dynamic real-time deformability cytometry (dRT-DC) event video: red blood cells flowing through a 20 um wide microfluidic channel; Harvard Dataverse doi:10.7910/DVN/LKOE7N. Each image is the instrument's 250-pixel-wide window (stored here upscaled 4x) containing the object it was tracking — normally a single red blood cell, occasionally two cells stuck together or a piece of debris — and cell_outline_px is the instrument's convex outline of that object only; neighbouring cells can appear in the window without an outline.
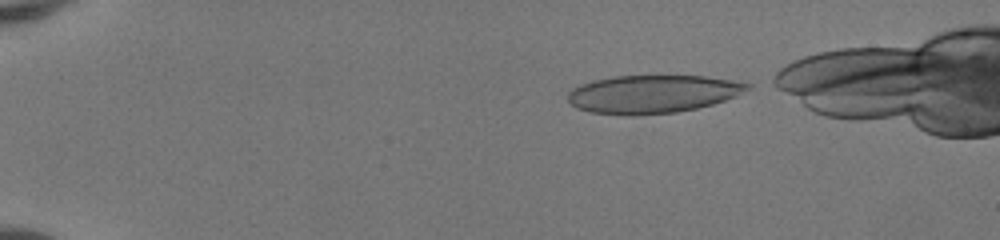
{"species": "human", "species_latin": "Homo sapiens", "temperature_condition": "room temperature", "stored_images_in_passage": 43, "camera_frame_rate_fps": 3000, "um_per_image_px": 0.085, "donor": {"sex": "female"}, "frame": {"image": 1, "passage_image": 1, "time_ms": 0.0, "image_size_px": [1000, 240], "cell_outline_px": [[752, 84], [748, 88], [736, 96], [712, 104], [696, 108], [676, 112], [632, 116], [628, 116], [588, 112], [576, 108], [568, 100], [568, 92], [572, 88], [580, 84], [592, 80], [612, 76], [704, 76], [732, 80]], "centroid_in_image_um": [55.41, 8.0], "position_along_channel_um": 29.6, "area_um2": 39.94}}
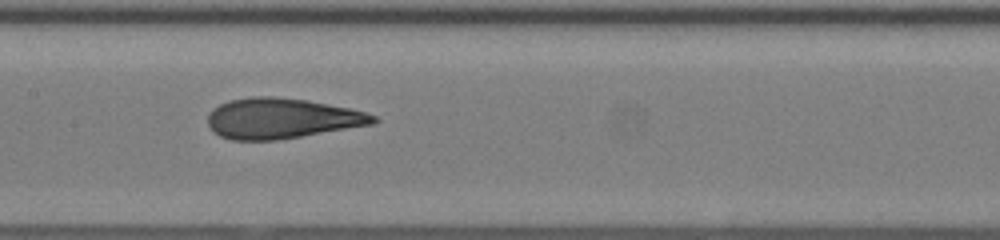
{"frame": {"image": 2, "passage_image": 19, "time_ms": 6.0, "image_size_px": [1000, 240], "cell_outline_px": [[380, 120], [376, 124], [276, 140], [232, 140], [220, 136], [212, 132], [208, 124], [208, 116], [212, 108], [228, 100], [252, 96], [272, 96], [308, 100], [348, 108], [364, 112], [376, 116]], "centroid_in_image_um": [23.93, 10.06], "position_along_channel_um": 183.5, "area_um2": 39.13}}
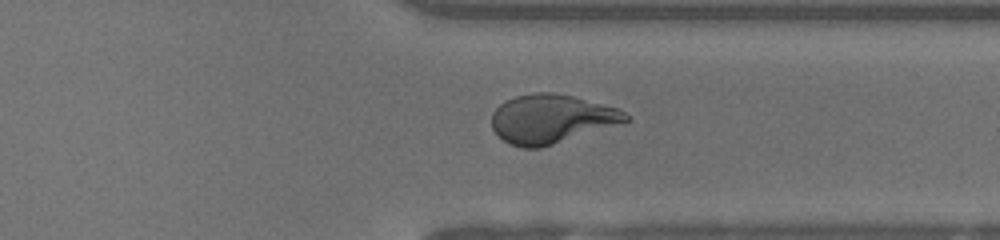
{"frame": {"image": 3, "passage_image": 32, "time_ms": 10.333, "image_size_px": [1000, 240], "cell_outline_px": [[632, 120], [540, 148], [524, 148], [508, 144], [492, 128], [492, 112], [504, 100], [516, 96], [536, 92], [552, 92], [572, 96], [616, 108], [632, 116]], "centroid_in_image_um": [46.85, 10.1], "position_along_channel_um": 364.5, "area_um2": 37.92}}